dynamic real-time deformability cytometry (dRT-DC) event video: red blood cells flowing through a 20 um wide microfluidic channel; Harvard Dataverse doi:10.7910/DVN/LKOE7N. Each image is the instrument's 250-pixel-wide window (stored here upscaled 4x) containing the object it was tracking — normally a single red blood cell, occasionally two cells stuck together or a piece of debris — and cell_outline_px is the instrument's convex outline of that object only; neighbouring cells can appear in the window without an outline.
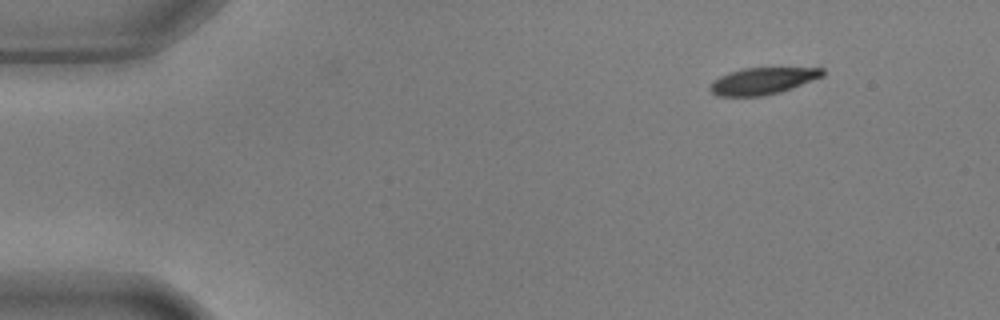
{"species": "common noctule bat (a hibernating species)", "species_latin": "Nyctalus noctula", "temperature_condition": "warm", "stored_images_in_passage": 50, "camera_frame_rate_fps": 3000, "um_per_image_px": 0.085, "animal": {"sex": "male", "body_mass_g": 17.9, "forearm_length_mm": 54.2}, "frame": {"image": 1, "passage_image": 1, "time_ms": 0.0, "image_size_px": [1000, 320], "cell_outline_px": [[824, 76], [792, 88], [780, 92], [764, 96], [716, 96], [708, 88], [720, 76], [728, 72], [744, 68], [824, 68]], "centroid_in_image_um": [64.83, 6.88], "position_along_channel_um": 20.2, "area_um2": 17.46}}
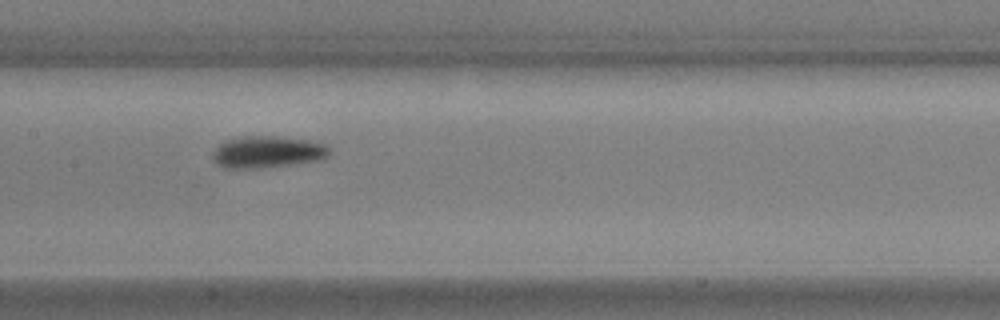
{"frame": {"image": 2, "passage_image": 22, "time_ms": 7.0, "image_size_px": [1000, 320], "cell_outline_px": [[332, 152], [324, 160], [260, 168], [224, 168], [216, 164], [212, 160], [212, 152], [220, 144], [228, 140], [244, 136], [276, 136], [308, 140], [328, 144], [332, 148]], "centroid_in_image_um": [22.8, 12.92], "position_along_channel_um": 184.6, "area_um2": 22.02}}
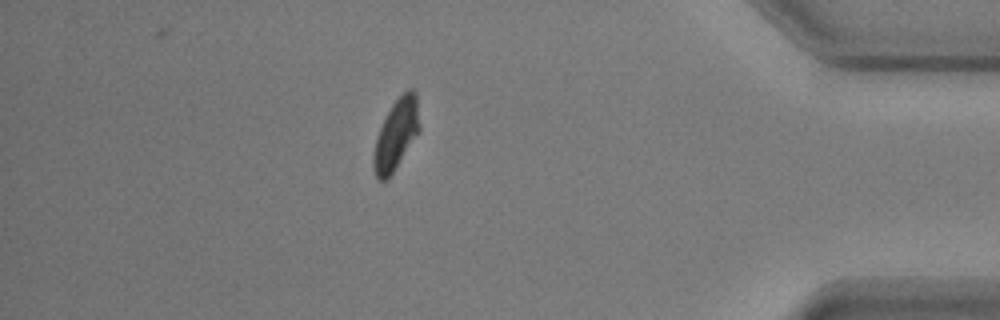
{"frame": {"image": 3, "passage_image": 43, "time_ms": 14.0, "image_size_px": [1000, 320], "cell_outline_px": [[420, 132], [392, 172], [384, 180], [376, 180], [372, 168], [372, 156], [376, 136], [392, 104], [408, 88], [412, 88], [416, 92], [420, 124]], "centroid_in_image_um": [33.66, 11.43], "position_along_channel_um": 401.5, "area_um2": 18.9}, "authors_computed_cell_mechanics": {"area_um2": 19.8543, "velocity_mm_per_s": 3.6379, "shape_relaxation_time_tau1_ms": 3.0764, "shape_relaxation_time_tau2_ms": 4.1696, "deformation_change_tau1": 0.1553, "deformation_change_tau2": 0.0761}}